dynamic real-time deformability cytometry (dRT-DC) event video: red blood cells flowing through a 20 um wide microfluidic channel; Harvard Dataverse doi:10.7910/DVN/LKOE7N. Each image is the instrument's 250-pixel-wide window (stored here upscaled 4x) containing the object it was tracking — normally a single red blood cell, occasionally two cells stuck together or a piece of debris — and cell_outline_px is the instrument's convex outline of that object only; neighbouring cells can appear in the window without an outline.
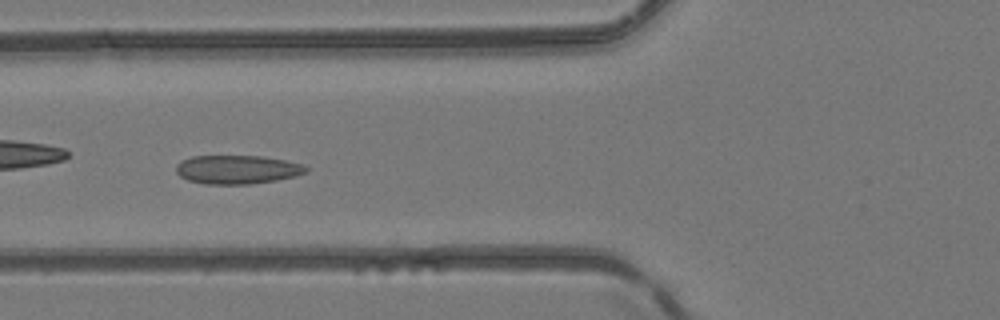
{"species": "common noctule bat (a hibernating species)", "species_latin": "Nyctalus noctula", "temperature_condition": "room temperature", "stored_images_in_passage": 50, "camera_frame_rate_fps": 3000, "um_per_image_px": 0.085, "animal": {"sex": "female", "body_mass_g": 24.6, "forearm_length_mm": 56.2}, "frame": {"image": 1, "passage_image": 19, "time_ms": 6.0, "image_size_px": [1000, 320], "cell_outline_px": [[308, 172], [296, 176], [276, 180], [248, 184], [204, 184], [188, 180], [180, 176], [176, 172], [176, 164], [180, 160], [192, 156], [260, 156], [284, 160], [304, 164], [308, 168]], "centroid_in_image_um": [20.16, 14.41], "position_along_channel_um": 105.6, "area_um2": 21.85}}
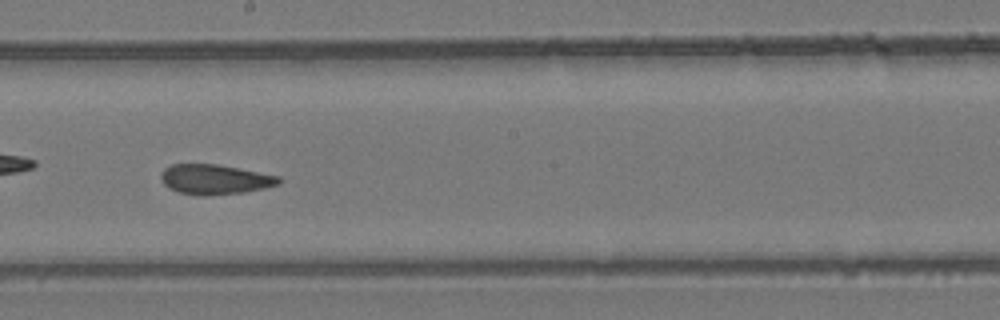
{"frame": {"image": 2, "passage_image": 28, "time_ms": 9.0, "image_size_px": [1000, 320], "cell_outline_px": [[280, 184], [264, 188], [244, 192], [204, 196], [180, 192], [168, 188], [164, 184], [160, 176], [164, 168], [172, 164], [216, 164], [280, 176]], "centroid_in_image_um": [18.25, 15.25], "position_along_channel_um": 229.9, "area_um2": 20.4}}
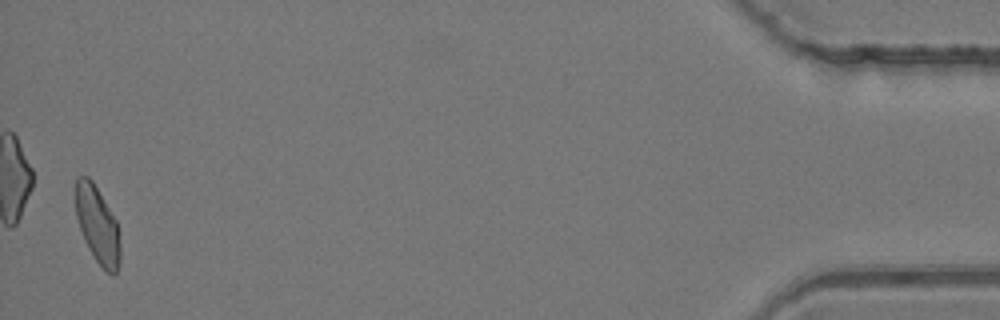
{"frame": {"image": 3, "passage_image": 49, "time_ms": 16.0, "image_size_px": [1000, 320], "cell_outline_px": [[120, 260], [116, 272], [112, 276], [96, 260], [88, 248], [84, 240], [76, 216], [76, 176], [88, 176], [92, 180], [116, 220], [120, 244]], "centroid_in_image_um": [8.28, 19.11], "position_along_channel_um": 426.9, "area_um2": 19.71}, "authors_computed_cell_mechanics": {"area_um2": 21.0392, "velocity_mm_per_s": 4.136, "shape_relaxation_time_tau1_ms": null, "shape_relaxation_time_tau2_ms": 2.7631, "deformation_change_tau1": null, "deformation_change_tau2": 0.091}}